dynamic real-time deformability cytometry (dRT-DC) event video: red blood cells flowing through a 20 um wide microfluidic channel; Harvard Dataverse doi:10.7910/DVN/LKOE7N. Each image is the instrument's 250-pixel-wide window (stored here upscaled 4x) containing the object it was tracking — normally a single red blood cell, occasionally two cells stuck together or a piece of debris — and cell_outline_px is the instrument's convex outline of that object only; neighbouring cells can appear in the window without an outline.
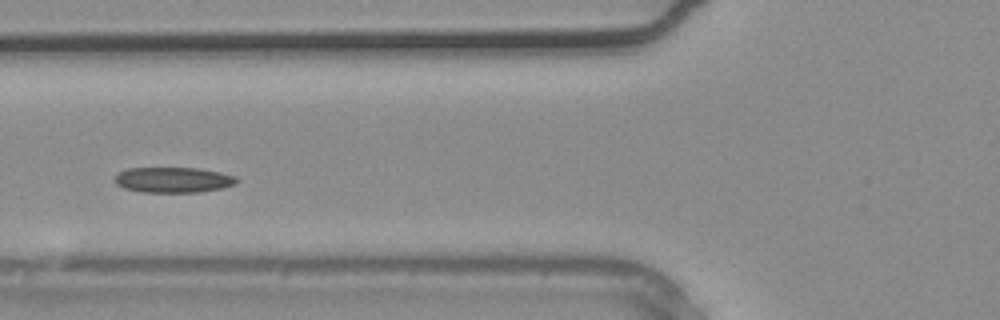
{"species": "common noctule bat (a hibernating species)", "species_latin": "Nyctalus noctula", "temperature_condition": "warm", "stored_images_in_passage": 33, "camera_frame_rate_fps": 3000, "um_per_image_px": 0.085, "animal": {"sex": "male", "body_mass_g": 20.4}, "frame": {"image": 1, "passage_image": 10, "time_ms": 3.0, "image_size_px": [1000, 320], "cell_outline_px": [[240, 180], [236, 184], [224, 188], [200, 192], [144, 192], [124, 188], [116, 184], [112, 180], [120, 172], [128, 168], [200, 168], [220, 172], [236, 176]], "centroid_in_image_um": [14.77, 15.29], "position_along_channel_um": 111.0, "area_um2": 18.26}}